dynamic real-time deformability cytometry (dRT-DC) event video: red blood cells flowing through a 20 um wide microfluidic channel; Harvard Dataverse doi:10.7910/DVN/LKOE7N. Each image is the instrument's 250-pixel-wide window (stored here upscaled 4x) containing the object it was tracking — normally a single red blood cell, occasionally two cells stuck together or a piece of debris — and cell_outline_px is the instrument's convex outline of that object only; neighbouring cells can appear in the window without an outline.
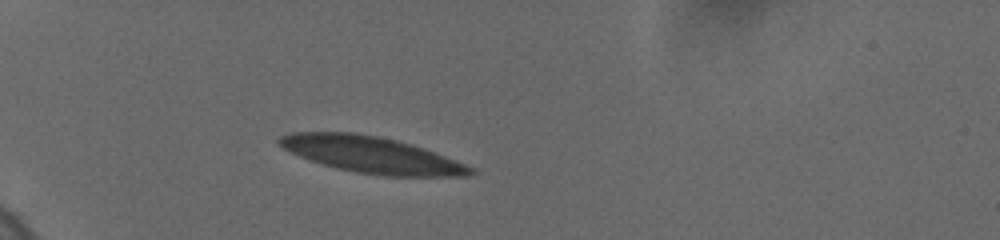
{"species": "human", "species_latin": "Homo sapiens", "temperature_condition": "cold", "stored_images_in_passage": 5, "camera_frame_rate_fps": 3000, "um_per_image_px": 0.085, "donor": {"sex": "female"}, "frame": {"image": 1, "passage_image": 3, "time_ms": 2.333, "image_size_px": [1000, 240], "cell_outline_px": [[476, 172], [464, 176], [384, 176], [356, 172], [336, 168], [300, 156], [276, 144], [276, 140], [280, 136], [292, 132], [352, 132], [376, 136], [396, 140], [444, 156], [476, 168]], "centroid_in_image_um": [31.55, 13.16], "position_along_channel_um": 53.5, "area_um2": 39.94}}
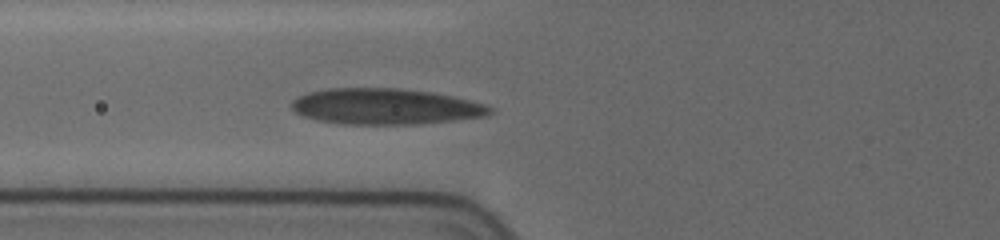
{"frame": {"image": 2, "passage_image": 5, "time_ms": 4.333, "image_size_px": [1000, 240], "cell_outline_px": [[492, 112], [488, 116], [416, 124], [340, 124], [316, 120], [304, 116], [296, 112], [292, 108], [292, 100], [308, 92], [328, 88], [396, 88], [428, 92], [452, 96], [484, 104], [492, 108]], "centroid_in_image_um": [32.73, 9.05], "position_along_channel_um": 93.1, "area_um2": 41.27}}